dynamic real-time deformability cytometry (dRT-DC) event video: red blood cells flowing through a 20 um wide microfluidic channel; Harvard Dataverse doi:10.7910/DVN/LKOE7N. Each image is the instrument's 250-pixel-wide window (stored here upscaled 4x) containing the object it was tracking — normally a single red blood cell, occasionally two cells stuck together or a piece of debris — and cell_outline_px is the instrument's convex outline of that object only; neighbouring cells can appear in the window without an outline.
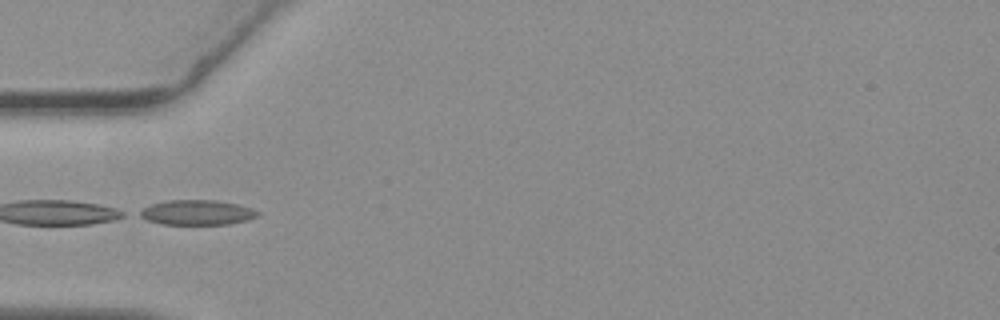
{"species": "common noctule bat (a hibernating species)", "species_latin": "Nyctalus noctula", "temperature_condition": "warm", "stored_images_in_passage": 38, "camera_frame_rate_fps": 3000, "um_per_image_px": 0.085, "animal": {"sex": "female", "body_mass_g": 19.3, "forearm_length_mm": 54.1}, "frame": {"image": 1, "passage_image": 1, "time_ms": 0.0, "image_size_px": [1000, 320], "cell_outline_px": [[260, 216], [228, 224], [160, 224], [148, 220], [140, 216], [136, 212], [152, 204], [168, 200], [212, 200], [236, 204], [260, 212]], "centroid_in_image_um": [16.7, 18.06], "position_along_channel_um": 68.3, "area_um2": 16.88}, "authors_computed_cell_mechanics": {"area_um2": 16.3285, "velocity_mm_per_s": 3.6738, "shape_relaxation_time_tau1_ms": null, "shape_relaxation_time_tau2_ms": 1.4692, "deformation_change_tau1": null, "deformation_change_tau2": 0.075}}